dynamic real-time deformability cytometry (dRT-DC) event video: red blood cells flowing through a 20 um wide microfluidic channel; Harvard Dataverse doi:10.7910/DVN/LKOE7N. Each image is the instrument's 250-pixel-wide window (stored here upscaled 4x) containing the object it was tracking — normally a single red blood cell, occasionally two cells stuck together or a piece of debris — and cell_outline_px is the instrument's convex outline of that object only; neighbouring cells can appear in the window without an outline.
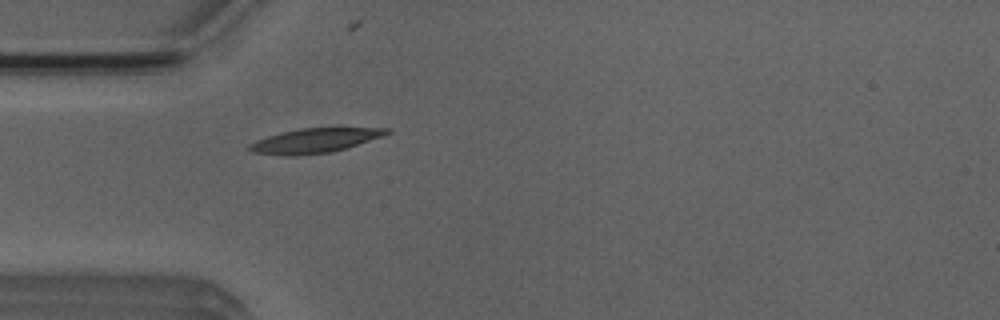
{"species": "Egyptian fruit bat (a non-hibernating species)", "species_latin": "Rousettus aegyptiacus", "temperature_condition": "room temperature", "stored_images_in_passage": 5, "camera_frame_rate_fps": 3000, "um_per_image_px": 0.085, "animal": {"sex": "male"}, "frame": {"image": 1, "passage_image": 5, "time_ms": 4.667, "image_size_px": [1000, 320], "cell_outline_px": [[392, 132], [332, 152], [288, 156], [284, 156], [252, 152], [248, 148], [248, 144], [256, 140], [268, 136], [300, 128], [392, 128]], "centroid_in_image_um": [26.7, 11.95], "position_along_channel_um": 58.3, "area_um2": 19.19}}